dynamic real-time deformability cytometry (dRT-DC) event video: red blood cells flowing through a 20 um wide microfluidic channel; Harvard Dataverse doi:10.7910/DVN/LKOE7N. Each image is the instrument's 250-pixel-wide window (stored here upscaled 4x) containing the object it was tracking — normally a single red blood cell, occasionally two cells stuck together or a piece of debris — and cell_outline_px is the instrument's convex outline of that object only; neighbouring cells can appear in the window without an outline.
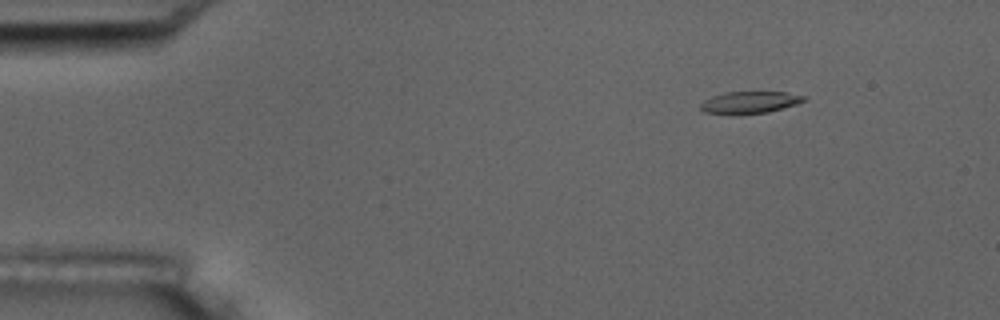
{"species": "common noctule bat (a hibernating species)", "species_latin": "Nyctalus noctula", "temperature_condition": "room temperature", "stored_images_in_passage": 5, "camera_frame_rate_fps": 3000, "um_per_image_px": 0.085, "animal": {"sex": "male", "body_mass_g": 17.5, "forearm_length_mm": 52.3}, "frame": {"image": 1, "passage_image": 1, "time_ms": 0.0, "image_size_px": [1000, 320], "cell_outline_px": [[804, 100], [796, 104], [768, 112], [736, 116], [728, 116], [704, 112], [700, 108], [700, 104], [704, 100], [712, 96], [724, 92], [784, 92], [804, 96]], "centroid_in_image_um": [63.62, 8.74], "position_along_channel_um": 21.4, "area_um2": 13.53}}
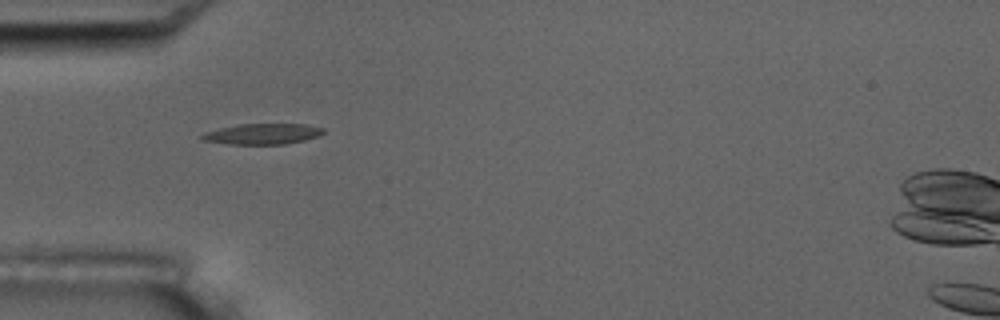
{"frame": {"image": 2, "passage_image": 4, "time_ms": 3.333, "image_size_px": [1000, 320], "cell_outline_px": [[324, 132], [320, 136], [304, 140], [284, 144], [228, 144], [204, 140], [200, 136], [204, 132], [220, 128], [240, 124], [304, 124], [324, 128]], "centroid_in_image_um": [22.34, 11.38], "position_along_channel_um": 62.7, "area_um2": 14.57}}